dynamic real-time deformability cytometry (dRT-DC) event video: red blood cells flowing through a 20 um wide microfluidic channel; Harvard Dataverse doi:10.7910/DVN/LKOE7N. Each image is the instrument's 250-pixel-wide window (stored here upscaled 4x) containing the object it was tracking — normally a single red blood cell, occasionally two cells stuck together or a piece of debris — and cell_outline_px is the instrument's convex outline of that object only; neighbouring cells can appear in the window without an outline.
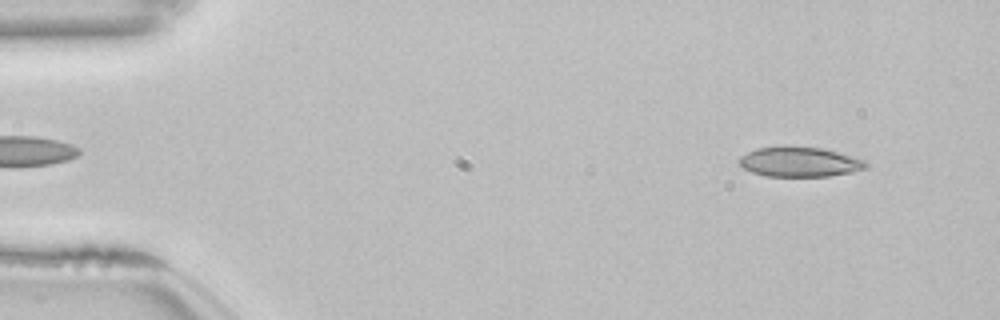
{"species": "common noctule bat (a hibernating species)", "species_latin": "Nyctalus noctula", "temperature_condition": "room temperature", "stored_images_in_passage": 52, "camera_frame_rate_fps": 3000, "um_per_image_px": 0.085, "animal": {"sex": "female", "body_mass_g": 22.7, "forearm_length_mm": 54.2}, "frame": {"image": 1, "passage_image": 4, "time_ms": 1.0, "image_size_px": [1000, 320], "cell_outline_px": [[868, 168], [852, 172], [828, 176], [764, 176], [752, 172], [744, 168], [736, 160], [740, 156], [756, 148], [784, 144], [820, 148], [852, 156], [864, 160], [868, 164]], "centroid_in_image_um": [67.92, 13.74], "position_along_channel_um": 17.1, "area_um2": 22.43}}
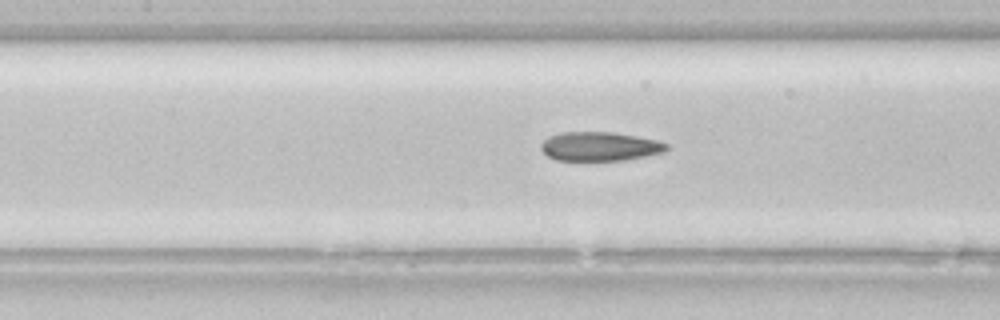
{"frame": {"image": 2, "passage_image": 23, "time_ms": 7.333, "image_size_px": [1000, 320], "cell_outline_px": [[668, 148], [664, 152], [624, 160], [556, 160], [548, 156], [540, 148], [540, 144], [548, 136], [560, 132], [612, 132], [636, 136], [656, 140], [668, 144]], "centroid_in_image_um": [50.95, 12.44], "position_along_channel_um": 156.4, "area_um2": 21.15}}
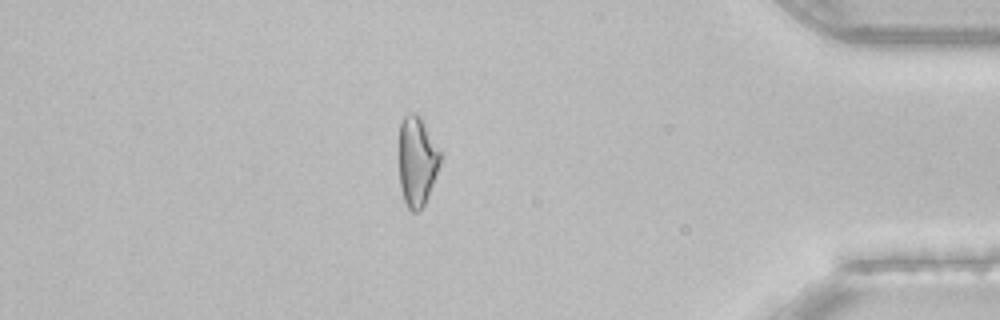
{"frame": {"image": 3, "passage_image": 45, "time_ms": 14.667, "image_size_px": [1000, 320], "cell_outline_px": [[444, 152], [440, 164], [428, 196], [424, 204], [416, 212], [412, 212], [408, 208], [404, 200], [400, 188], [400, 120], [408, 112], [416, 112], [424, 120]], "centroid_in_image_um": [35.49, 13.62], "position_along_channel_um": 399.7, "area_um2": 22.14}, "authors_computed_cell_mechanics": {"area_um2": 21.9351, "velocity_mm_per_s": 3.8536, "shape_relaxation_time_tau1_ms": 10.8301, "shape_relaxation_time_tau2_ms": 3.0278, "deformation_change_tau1": 0.2287, "deformation_change_tau2": 0.1143}}